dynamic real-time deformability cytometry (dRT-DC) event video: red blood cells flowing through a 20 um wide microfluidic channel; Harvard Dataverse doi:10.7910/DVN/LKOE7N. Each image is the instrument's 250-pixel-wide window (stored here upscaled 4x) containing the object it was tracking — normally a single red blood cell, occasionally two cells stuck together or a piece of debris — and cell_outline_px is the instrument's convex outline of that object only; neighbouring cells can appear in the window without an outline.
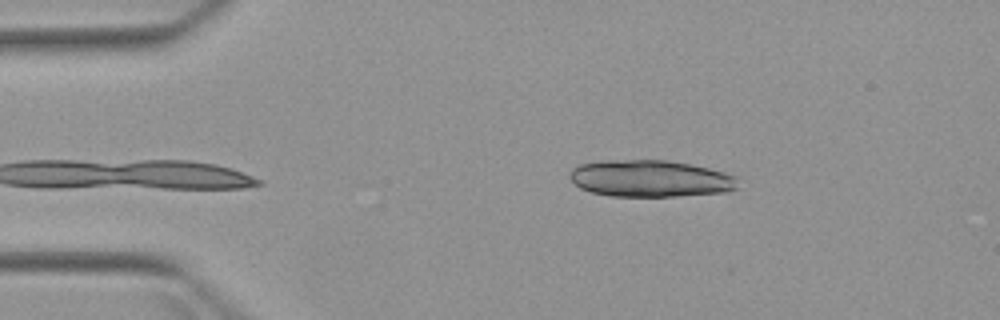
{"species": "Egyptian fruit bat (a non-hibernating species)", "species_latin": "Rousettus aegyptiacus", "temperature_condition": "warm", "stored_images_in_passage": 3, "camera_frame_rate_fps": 3000, "um_per_image_px": 0.085, "animal": {"sex": "female"}, "frame": {"image": 1, "passage_image": 3, "time_ms": 2.667, "image_size_px": [1000, 320], "cell_outline_px": [[736, 188], [728, 192], [676, 196], [612, 196], [592, 192], [580, 188], [568, 176], [572, 168], [580, 164], [600, 160], [668, 160], [692, 164], [724, 172], [736, 176]], "centroid_in_image_um": [55.26, 15.17], "position_along_channel_um": 29.7, "area_um2": 36.18}}